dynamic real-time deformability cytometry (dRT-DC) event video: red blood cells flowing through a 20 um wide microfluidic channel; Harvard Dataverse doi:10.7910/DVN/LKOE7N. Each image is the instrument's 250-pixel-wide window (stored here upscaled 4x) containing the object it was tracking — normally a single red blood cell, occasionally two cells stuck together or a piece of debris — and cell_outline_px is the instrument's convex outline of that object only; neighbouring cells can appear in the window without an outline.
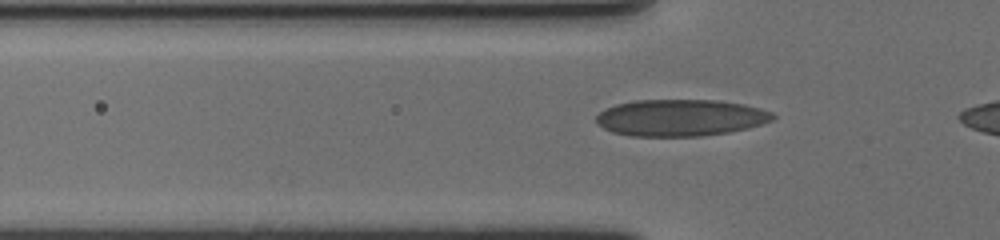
{"species": "human", "species_latin": "Homo sapiens", "temperature_condition": "cold", "stored_images_in_passage": 37, "camera_frame_rate_fps": 3000, "um_per_image_px": 0.085, "donor": {"sex": "female"}, "frame": {"image": 1, "passage_image": 6, "time_ms": 1.667, "image_size_px": [1000, 240], "cell_outline_px": [[776, 116], [772, 120], [748, 128], [728, 132], [700, 136], [632, 136], [612, 132], [596, 124], [596, 116], [604, 108], [616, 104], [632, 100], [716, 100], [744, 104], [760, 108], [772, 112]], "centroid_in_image_um": [57.81, 10.0], "position_along_channel_um": 68.0, "area_um2": 37.92}}
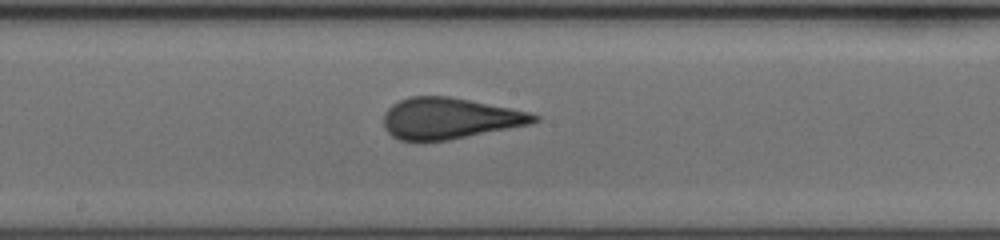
{"frame": {"image": 2, "passage_image": 18, "time_ms": 5.667, "image_size_px": [1000, 240], "cell_outline_px": [[540, 120], [532, 124], [448, 140], [400, 140], [392, 136], [384, 128], [384, 112], [392, 104], [408, 96], [448, 96], [532, 112], [540, 116]], "centroid_in_image_um": [38.24, 10.05], "position_along_channel_um": 210.0, "area_um2": 36.07}}
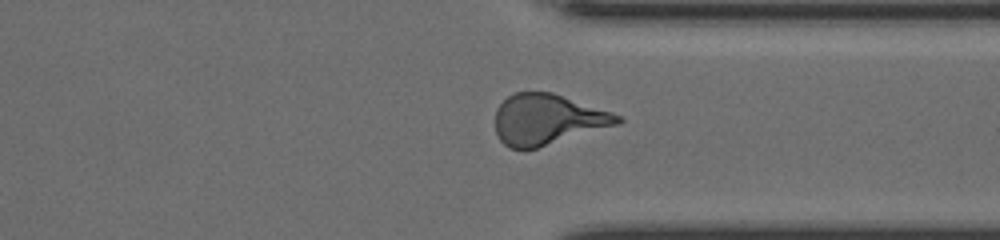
{"frame": {"image": 3, "passage_image": 31, "time_ms": 10.0, "image_size_px": [1000, 240], "cell_outline_px": [[624, 120], [620, 124], [536, 148], [508, 148], [500, 140], [496, 132], [496, 108], [508, 96], [516, 92], [552, 92], [612, 112], [620, 116]], "centroid_in_image_um": [46.55, 10.15], "position_along_channel_um": 364.9, "area_um2": 35.84}, "authors_computed_cell_mechanics": {"area_um2": 35.9516, "velocity_mm_per_s": 3.5761, "shape_relaxation_time_tau1_ms": 5.8466, "shape_relaxation_time_tau2_ms": 0.8855, "deformation_change_tau1": 0.1755, "deformation_change_tau2": 0.0649}}